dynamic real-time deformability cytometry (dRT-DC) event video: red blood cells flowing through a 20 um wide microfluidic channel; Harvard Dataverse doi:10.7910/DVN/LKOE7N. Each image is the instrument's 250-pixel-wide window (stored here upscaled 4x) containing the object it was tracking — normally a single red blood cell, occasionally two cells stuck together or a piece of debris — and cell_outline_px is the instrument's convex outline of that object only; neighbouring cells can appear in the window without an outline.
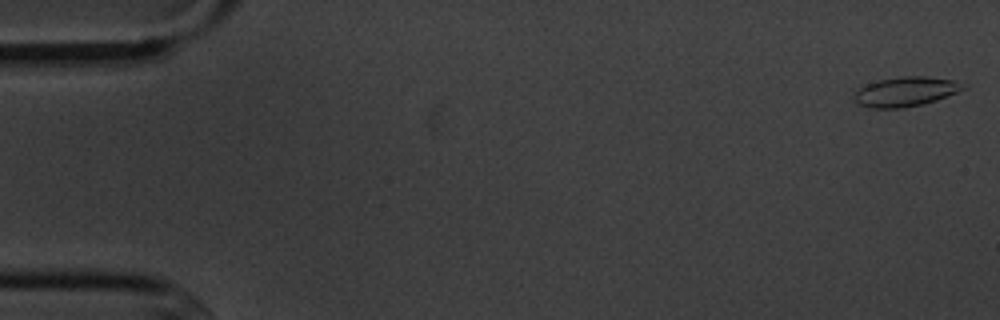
{"species": "common noctule bat (a hibernating species)", "species_latin": "Nyctalus noctula", "temperature_condition": "cold", "stored_images_in_passage": 5, "camera_frame_rate_fps": 3000, "um_per_image_px": 0.085, "animal": {"sex": "male", "body_mass_g": 20.1, "forearm_length_mm": 53.5}, "frame": {"image": 1, "passage_image": 1, "time_ms": 0.0, "image_size_px": [1000, 320], "cell_outline_px": [[968, 88], [936, 100], [924, 104], [904, 108], [872, 108], [860, 104], [852, 96], [860, 88], [868, 84], [880, 80], [900, 76], [928, 76], [952, 80], [968, 84]], "centroid_in_image_um": [77.05, 7.78], "position_along_channel_um": 8.0, "area_um2": 18.79}}